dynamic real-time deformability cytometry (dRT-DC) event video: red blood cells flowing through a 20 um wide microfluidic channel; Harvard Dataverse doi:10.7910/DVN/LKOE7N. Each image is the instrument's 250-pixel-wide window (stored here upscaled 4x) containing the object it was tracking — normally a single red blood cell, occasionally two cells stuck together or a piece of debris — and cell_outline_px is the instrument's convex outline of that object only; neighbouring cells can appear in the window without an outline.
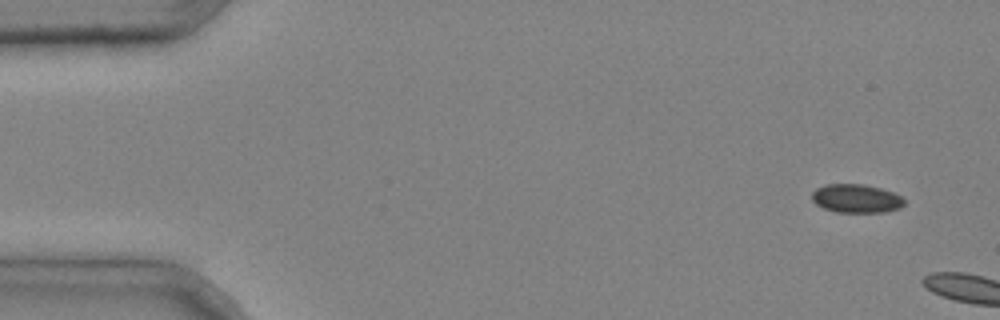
{"species": "common noctule bat (a hibernating species)", "species_latin": "Nyctalus noctula", "temperature_condition": "cold", "stored_images_in_passage": 2, "camera_frame_rate_fps": 3000, "um_per_image_px": 0.085, "animal": {"sex": "male", "body_mass_g": 20.4}, "frame": {"image": 1, "passage_image": 1, "time_ms": 0.0, "image_size_px": [1000, 320], "cell_outline_px": [[904, 204], [900, 208], [884, 212], [836, 212], [824, 208], [816, 204], [812, 200], [812, 192], [816, 188], [824, 184], [864, 184], [880, 188], [892, 192], [900, 196], [904, 200]], "centroid_in_image_um": [72.76, 16.87], "position_along_channel_um": 12.2, "area_um2": 15.37}}